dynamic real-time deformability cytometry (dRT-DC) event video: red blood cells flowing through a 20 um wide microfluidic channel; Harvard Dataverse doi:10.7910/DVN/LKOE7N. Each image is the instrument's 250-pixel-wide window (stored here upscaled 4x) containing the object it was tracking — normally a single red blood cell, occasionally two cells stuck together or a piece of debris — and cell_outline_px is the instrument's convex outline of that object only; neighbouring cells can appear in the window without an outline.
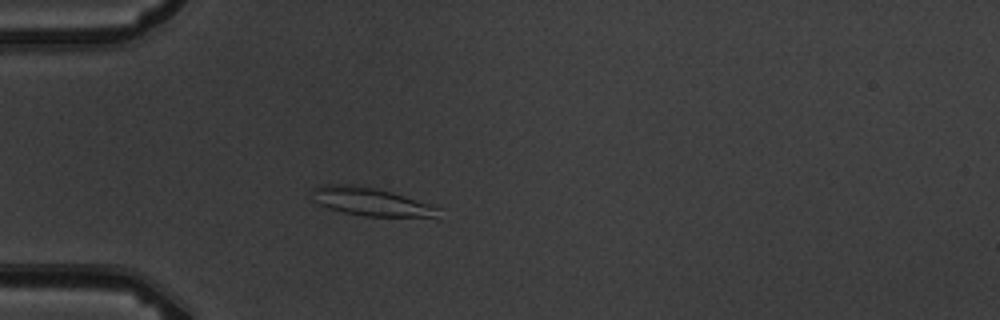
{"species": "common noctule bat (a hibernating species)", "species_latin": "Nyctalus noctula", "temperature_condition": "warm", "stored_images_in_passage": 5, "camera_frame_rate_fps": 3000, "um_per_image_px": 0.085, "animal": {"sex": "male", "body_mass_g": 19.5, "forearm_length_mm": 54.6}, "frame": {"image": 1, "passage_image": 5, "time_ms": 4.667, "image_size_px": [1000, 320], "cell_outline_px": [[440, 220], [364, 216], [344, 212], [328, 208], [320, 204], [316, 200], [316, 188], [320, 184], [352, 184], [392, 192], [440, 208]], "centroid_in_image_um": [31.74, 17.21], "position_along_channel_um": 53.3, "area_um2": 21.04}}